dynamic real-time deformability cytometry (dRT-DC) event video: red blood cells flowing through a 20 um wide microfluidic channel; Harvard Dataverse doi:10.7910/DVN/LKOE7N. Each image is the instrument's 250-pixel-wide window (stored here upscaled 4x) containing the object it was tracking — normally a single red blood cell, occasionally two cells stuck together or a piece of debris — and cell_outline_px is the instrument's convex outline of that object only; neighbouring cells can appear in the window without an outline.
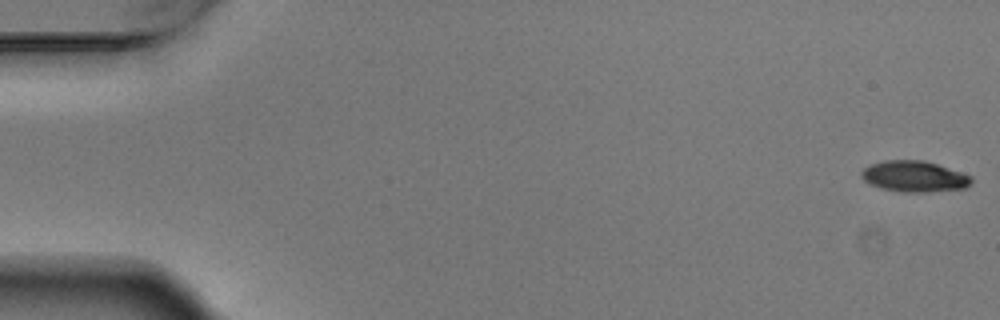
{"species": "Egyptian fruit bat (a non-hibernating species)", "species_latin": "Rousettus aegyptiacus", "temperature_condition": "warm", "stored_images_in_passage": 6, "camera_frame_rate_fps": 3000, "um_per_image_px": 0.085, "animal": {"sex": "male"}, "frame": {"image": 1, "passage_image": 1, "time_ms": 0.0, "image_size_px": [1000, 320], "cell_outline_px": [[972, 184], [964, 188], [928, 192], [904, 192], [880, 188], [868, 184], [860, 176], [860, 172], [864, 168], [872, 164], [884, 160], [924, 160], [972, 176]], "centroid_in_image_um": [77.69, 15.0], "position_along_channel_um": 7.3, "area_um2": 19.88}}
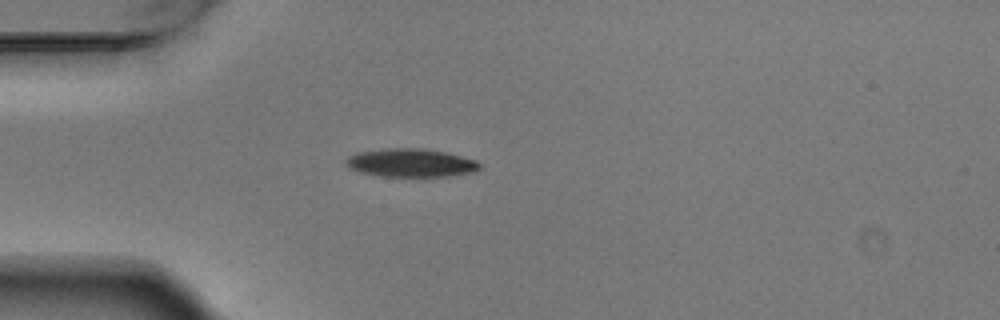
{"frame": {"image": 2, "passage_image": 5, "time_ms": 1.333, "image_size_px": [1000, 320], "cell_outline_px": [[480, 168], [476, 172], [448, 176], [380, 176], [360, 172], [348, 168], [344, 164], [344, 160], [348, 156], [356, 152], [384, 148], [424, 148], [448, 152], [476, 160], [480, 164]], "centroid_in_image_um": [34.89, 13.83], "position_along_channel_um": 50.1, "area_um2": 22.43}}